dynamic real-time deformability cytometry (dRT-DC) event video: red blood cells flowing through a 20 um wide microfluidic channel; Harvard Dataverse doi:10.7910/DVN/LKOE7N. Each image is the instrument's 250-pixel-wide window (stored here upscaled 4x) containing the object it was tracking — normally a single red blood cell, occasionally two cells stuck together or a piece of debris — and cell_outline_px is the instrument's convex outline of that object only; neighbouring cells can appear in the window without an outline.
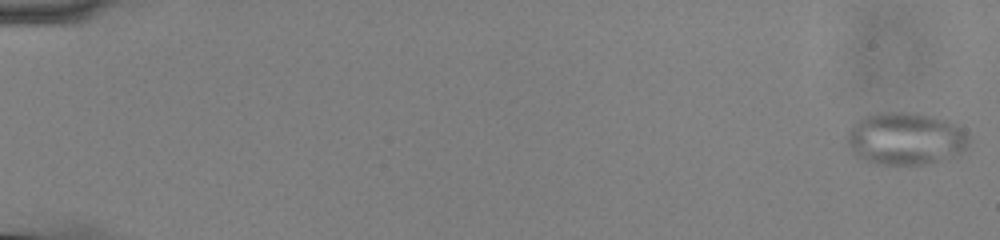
{"species": "common noctule bat (a hibernating species)", "species_latin": "Nyctalus noctula", "temperature_condition": "cold", "stored_images_in_passage": 56, "camera_frame_rate_fps": 3000, "um_per_image_px": 0.085, "animal": {"sex": "male", "body_mass_g": 13.0, "forearm_length_mm": 53.1}, "frame": {"image": 1, "passage_image": 1, "time_ms": 0.0, "image_size_px": [1000, 240], "cell_outline_px": [[968, 144], [964, 148], [940, 160], [920, 164], [880, 164], [868, 160], [852, 152], [848, 144], [848, 132], [852, 124], [864, 116], [876, 112], [916, 112], [948, 120], [956, 124], [968, 136]], "centroid_in_image_um": [76.93, 11.74], "position_along_channel_um": 8.1, "area_um2": 36.59}}
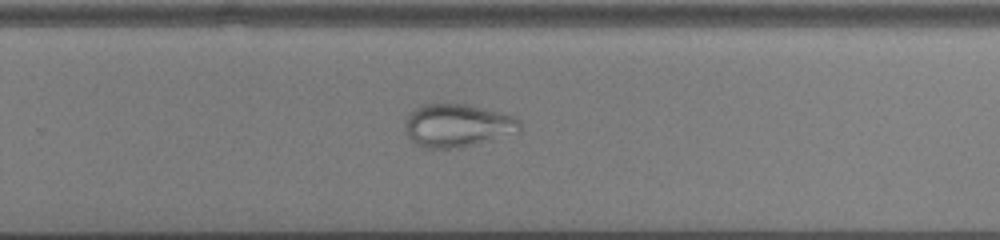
{"frame": {"image": 2, "passage_image": 38, "time_ms": 12.333, "image_size_px": [1000, 240], "cell_outline_px": [[520, 132], [476, 144], [460, 148], [428, 148], [416, 144], [408, 136], [404, 128], [404, 116], [408, 112], [424, 104], [468, 104], [516, 116], [520, 120]], "centroid_in_image_um": [38.87, 10.66], "position_along_channel_um": 290.9, "area_um2": 29.13}}
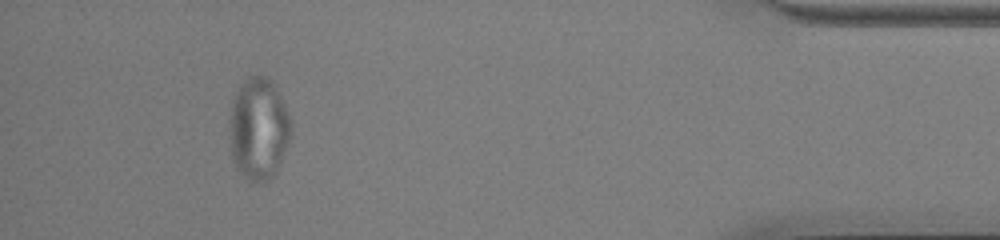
{"frame": {"image": 3, "passage_image": 52, "time_ms": 17.0, "image_size_px": [1000, 240], "cell_outline_px": [[292, 128], [288, 140], [276, 172], [268, 180], [260, 184], [252, 184], [248, 180], [232, 160], [228, 132], [228, 128], [232, 100], [236, 88], [248, 76], [268, 76], [276, 84], [292, 120]], "centroid_in_image_um": [21.96, 10.91], "position_along_channel_um": 413.2, "area_um2": 37.34}}